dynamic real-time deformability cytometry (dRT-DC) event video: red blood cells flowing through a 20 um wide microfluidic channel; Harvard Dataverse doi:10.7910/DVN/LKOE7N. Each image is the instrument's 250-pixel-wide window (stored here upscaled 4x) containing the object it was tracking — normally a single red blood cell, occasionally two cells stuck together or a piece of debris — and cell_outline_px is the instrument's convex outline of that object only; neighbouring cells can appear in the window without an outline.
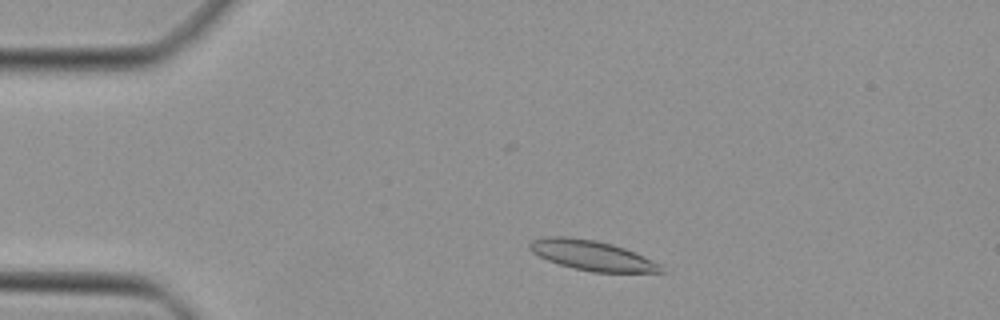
{"species": "Egyptian fruit bat (a non-hibernating species)", "species_latin": "Rousettus aegyptiacus", "temperature_condition": "cold", "stored_images_in_passage": 41, "camera_frame_rate_fps": 3000, "um_per_image_px": 0.085, "animal": {"sex": "female"}, "frame": {"image": 1, "passage_image": 4, "time_ms": 1.0, "image_size_px": [1000, 320], "cell_outline_px": [[668, 272], [592, 272], [572, 268], [548, 260], [532, 252], [528, 248], [528, 244], [532, 240], [544, 236], [568, 236], [596, 240], [612, 244], [624, 248], [644, 256], [660, 264]], "centroid_in_image_um": [50.31, 21.7], "position_along_channel_um": 34.7, "area_um2": 23.0}}
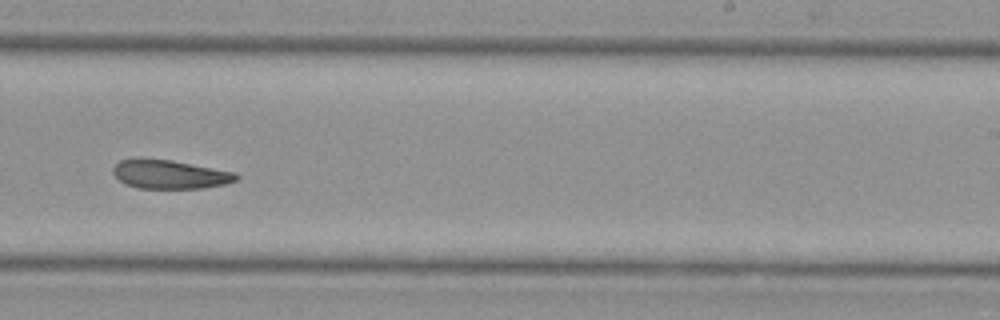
{"frame": {"image": 2, "passage_image": 24, "time_ms": 7.667, "image_size_px": [1000, 320], "cell_outline_px": [[240, 176], [236, 180], [224, 184], [200, 188], [136, 188], [120, 180], [112, 172], [112, 168], [120, 160], [136, 156], [140, 156], [172, 160], [236, 172]], "centroid_in_image_um": [14.39, 14.78], "position_along_channel_um": 274.6, "area_um2": 20.98}}
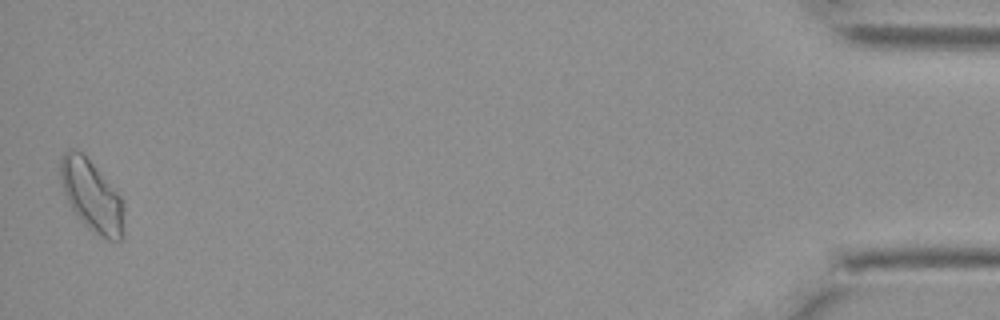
{"frame": {"image": 3, "passage_image": 41, "time_ms": 13.333, "image_size_px": [1000, 320], "cell_outline_px": [[124, 236], [120, 240], [108, 240], [100, 236], [88, 228], [76, 216], [64, 192], [60, 180], [60, 156], [68, 148], [72, 148], [80, 152], [92, 164], [120, 196], [124, 204]], "centroid_in_image_um": [7.8, 16.67], "position_along_channel_um": 427.4, "area_um2": 26.24}}